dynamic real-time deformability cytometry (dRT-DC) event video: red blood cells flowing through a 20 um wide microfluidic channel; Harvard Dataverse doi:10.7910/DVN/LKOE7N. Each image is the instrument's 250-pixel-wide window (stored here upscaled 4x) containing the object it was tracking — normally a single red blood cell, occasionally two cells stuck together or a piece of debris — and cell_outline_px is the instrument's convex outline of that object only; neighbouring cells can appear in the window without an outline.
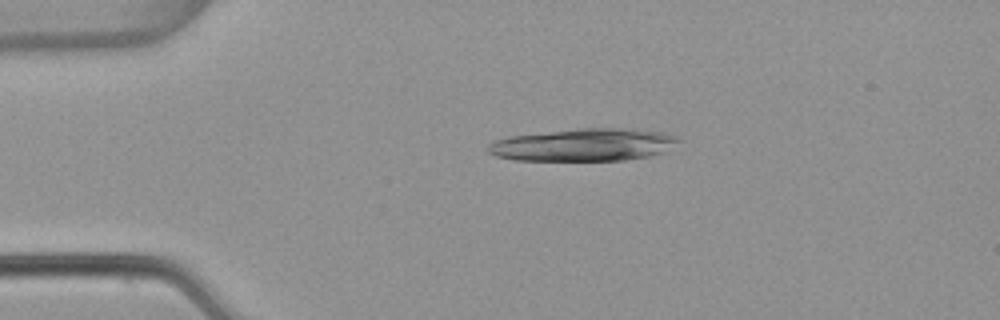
{"species": "common noctule bat (a hibernating species)", "species_latin": "Nyctalus noctula", "temperature_condition": "warm", "stored_images_in_passage": 4, "camera_frame_rate_fps": 3000, "um_per_image_px": 0.085, "animal": {"sex": "female", "body_mass_g": 22.7, "forearm_length_mm": 54.2}, "frame": {"image": 1, "passage_image": 3, "time_ms": 0.667, "image_size_px": [1000, 320], "cell_outline_px": [[684, 140], [664, 152], [648, 156], [624, 160], [512, 160], [496, 156], [488, 152], [488, 144], [496, 140], [508, 136], [580, 128], [628, 128], [660, 132], [676, 136]], "centroid_in_image_um": [49.63, 12.3], "position_along_channel_um": 35.4, "area_um2": 36.18}}